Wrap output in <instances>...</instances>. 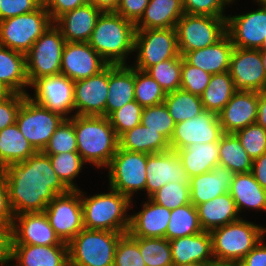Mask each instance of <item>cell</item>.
<instances>
[{"instance_id": "23", "label": "cell", "mask_w": 266, "mask_h": 266, "mask_svg": "<svg viewBox=\"0 0 266 266\" xmlns=\"http://www.w3.org/2000/svg\"><path fill=\"white\" fill-rule=\"evenodd\" d=\"M174 266L206 264L214 259L211 233L199 234L169 240Z\"/></svg>"}, {"instance_id": "8", "label": "cell", "mask_w": 266, "mask_h": 266, "mask_svg": "<svg viewBox=\"0 0 266 266\" xmlns=\"http://www.w3.org/2000/svg\"><path fill=\"white\" fill-rule=\"evenodd\" d=\"M66 40L52 23L26 54V74L30 85L38 78L61 74V60Z\"/></svg>"}, {"instance_id": "38", "label": "cell", "mask_w": 266, "mask_h": 266, "mask_svg": "<svg viewBox=\"0 0 266 266\" xmlns=\"http://www.w3.org/2000/svg\"><path fill=\"white\" fill-rule=\"evenodd\" d=\"M235 92L234 82L229 71L211 75L209 84L201 95L204 110L218 114Z\"/></svg>"}, {"instance_id": "54", "label": "cell", "mask_w": 266, "mask_h": 266, "mask_svg": "<svg viewBox=\"0 0 266 266\" xmlns=\"http://www.w3.org/2000/svg\"><path fill=\"white\" fill-rule=\"evenodd\" d=\"M26 95L9 93L0 101V131L16 123L18 111Z\"/></svg>"}, {"instance_id": "43", "label": "cell", "mask_w": 266, "mask_h": 266, "mask_svg": "<svg viewBox=\"0 0 266 266\" xmlns=\"http://www.w3.org/2000/svg\"><path fill=\"white\" fill-rule=\"evenodd\" d=\"M182 56L167 59L149 67L146 72L162 87L165 93L180 89Z\"/></svg>"}, {"instance_id": "45", "label": "cell", "mask_w": 266, "mask_h": 266, "mask_svg": "<svg viewBox=\"0 0 266 266\" xmlns=\"http://www.w3.org/2000/svg\"><path fill=\"white\" fill-rule=\"evenodd\" d=\"M149 199L169 210L191 203L189 182L167 183L153 193Z\"/></svg>"}, {"instance_id": "49", "label": "cell", "mask_w": 266, "mask_h": 266, "mask_svg": "<svg viewBox=\"0 0 266 266\" xmlns=\"http://www.w3.org/2000/svg\"><path fill=\"white\" fill-rule=\"evenodd\" d=\"M235 134L252 160L266 153V130L262 126L248 125Z\"/></svg>"}, {"instance_id": "19", "label": "cell", "mask_w": 266, "mask_h": 266, "mask_svg": "<svg viewBox=\"0 0 266 266\" xmlns=\"http://www.w3.org/2000/svg\"><path fill=\"white\" fill-rule=\"evenodd\" d=\"M109 64L88 42H66L61 60V74L72 81L89 78Z\"/></svg>"}, {"instance_id": "41", "label": "cell", "mask_w": 266, "mask_h": 266, "mask_svg": "<svg viewBox=\"0 0 266 266\" xmlns=\"http://www.w3.org/2000/svg\"><path fill=\"white\" fill-rule=\"evenodd\" d=\"M47 155L51 160L53 170L62 183L69 190H79L74 180L80 174L85 162L78 151Z\"/></svg>"}, {"instance_id": "30", "label": "cell", "mask_w": 266, "mask_h": 266, "mask_svg": "<svg viewBox=\"0 0 266 266\" xmlns=\"http://www.w3.org/2000/svg\"><path fill=\"white\" fill-rule=\"evenodd\" d=\"M196 209L200 226L207 232L241 218L229 192L197 205Z\"/></svg>"}, {"instance_id": "64", "label": "cell", "mask_w": 266, "mask_h": 266, "mask_svg": "<svg viewBox=\"0 0 266 266\" xmlns=\"http://www.w3.org/2000/svg\"><path fill=\"white\" fill-rule=\"evenodd\" d=\"M10 92L0 85V101L4 99Z\"/></svg>"}, {"instance_id": "69", "label": "cell", "mask_w": 266, "mask_h": 266, "mask_svg": "<svg viewBox=\"0 0 266 266\" xmlns=\"http://www.w3.org/2000/svg\"><path fill=\"white\" fill-rule=\"evenodd\" d=\"M180 266H203L202 264H187V265H180Z\"/></svg>"}, {"instance_id": "33", "label": "cell", "mask_w": 266, "mask_h": 266, "mask_svg": "<svg viewBox=\"0 0 266 266\" xmlns=\"http://www.w3.org/2000/svg\"><path fill=\"white\" fill-rule=\"evenodd\" d=\"M229 194L235 201L239 215L245 208L266 211V190L260 186L251 172L235 173Z\"/></svg>"}, {"instance_id": "37", "label": "cell", "mask_w": 266, "mask_h": 266, "mask_svg": "<svg viewBox=\"0 0 266 266\" xmlns=\"http://www.w3.org/2000/svg\"><path fill=\"white\" fill-rule=\"evenodd\" d=\"M253 160L235 133H223L219 139V165L234 173L251 172Z\"/></svg>"}, {"instance_id": "29", "label": "cell", "mask_w": 266, "mask_h": 266, "mask_svg": "<svg viewBox=\"0 0 266 266\" xmlns=\"http://www.w3.org/2000/svg\"><path fill=\"white\" fill-rule=\"evenodd\" d=\"M135 68L132 65H109L108 98L105 117L135 100Z\"/></svg>"}, {"instance_id": "67", "label": "cell", "mask_w": 266, "mask_h": 266, "mask_svg": "<svg viewBox=\"0 0 266 266\" xmlns=\"http://www.w3.org/2000/svg\"><path fill=\"white\" fill-rule=\"evenodd\" d=\"M10 262H13V261L12 260L6 261L5 263L1 264L0 266H9ZM11 266H18V265L14 264V265H11Z\"/></svg>"}, {"instance_id": "63", "label": "cell", "mask_w": 266, "mask_h": 266, "mask_svg": "<svg viewBox=\"0 0 266 266\" xmlns=\"http://www.w3.org/2000/svg\"><path fill=\"white\" fill-rule=\"evenodd\" d=\"M203 266H239L237 263L213 260Z\"/></svg>"}, {"instance_id": "62", "label": "cell", "mask_w": 266, "mask_h": 266, "mask_svg": "<svg viewBox=\"0 0 266 266\" xmlns=\"http://www.w3.org/2000/svg\"><path fill=\"white\" fill-rule=\"evenodd\" d=\"M95 7L102 12L115 11L120 3V0H88Z\"/></svg>"}, {"instance_id": "39", "label": "cell", "mask_w": 266, "mask_h": 266, "mask_svg": "<svg viewBox=\"0 0 266 266\" xmlns=\"http://www.w3.org/2000/svg\"><path fill=\"white\" fill-rule=\"evenodd\" d=\"M169 220L166 229V239L168 240L199 234L203 231L199 223L197 209L192 203L171 210Z\"/></svg>"}, {"instance_id": "28", "label": "cell", "mask_w": 266, "mask_h": 266, "mask_svg": "<svg viewBox=\"0 0 266 266\" xmlns=\"http://www.w3.org/2000/svg\"><path fill=\"white\" fill-rule=\"evenodd\" d=\"M234 50L230 36L226 33L215 44L186 52L183 58L193 66L211 75L229 71L231 55Z\"/></svg>"}, {"instance_id": "58", "label": "cell", "mask_w": 266, "mask_h": 266, "mask_svg": "<svg viewBox=\"0 0 266 266\" xmlns=\"http://www.w3.org/2000/svg\"><path fill=\"white\" fill-rule=\"evenodd\" d=\"M264 238L247 253V255L238 263L239 266H266V244Z\"/></svg>"}, {"instance_id": "66", "label": "cell", "mask_w": 266, "mask_h": 266, "mask_svg": "<svg viewBox=\"0 0 266 266\" xmlns=\"http://www.w3.org/2000/svg\"><path fill=\"white\" fill-rule=\"evenodd\" d=\"M257 2V4L262 5V6H266V0H255Z\"/></svg>"}, {"instance_id": "36", "label": "cell", "mask_w": 266, "mask_h": 266, "mask_svg": "<svg viewBox=\"0 0 266 266\" xmlns=\"http://www.w3.org/2000/svg\"><path fill=\"white\" fill-rule=\"evenodd\" d=\"M36 152L16 123L0 131V167L25 161Z\"/></svg>"}, {"instance_id": "31", "label": "cell", "mask_w": 266, "mask_h": 266, "mask_svg": "<svg viewBox=\"0 0 266 266\" xmlns=\"http://www.w3.org/2000/svg\"><path fill=\"white\" fill-rule=\"evenodd\" d=\"M0 85L10 93L28 95L26 55L0 45Z\"/></svg>"}, {"instance_id": "14", "label": "cell", "mask_w": 266, "mask_h": 266, "mask_svg": "<svg viewBox=\"0 0 266 266\" xmlns=\"http://www.w3.org/2000/svg\"><path fill=\"white\" fill-rule=\"evenodd\" d=\"M30 86L34 88V96L31 97L34 102L56 112L66 119L74 112V81L57 74L52 76H44L36 79Z\"/></svg>"}, {"instance_id": "44", "label": "cell", "mask_w": 266, "mask_h": 266, "mask_svg": "<svg viewBox=\"0 0 266 266\" xmlns=\"http://www.w3.org/2000/svg\"><path fill=\"white\" fill-rule=\"evenodd\" d=\"M134 97L142 107H148L162 104L166 93L146 71L135 68Z\"/></svg>"}, {"instance_id": "10", "label": "cell", "mask_w": 266, "mask_h": 266, "mask_svg": "<svg viewBox=\"0 0 266 266\" xmlns=\"http://www.w3.org/2000/svg\"><path fill=\"white\" fill-rule=\"evenodd\" d=\"M226 19L184 13L175 27L180 55L215 44L226 34Z\"/></svg>"}, {"instance_id": "7", "label": "cell", "mask_w": 266, "mask_h": 266, "mask_svg": "<svg viewBox=\"0 0 266 266\" xmlns=\"http://www.w3.org/2000/svg\"><path fill=\"white\" fill-rule=\"evenodd\" d=\"M52 23L44 4L33 12L1 20L0 45L26 55Z\"/></svg>"}, {"instance_id": "12", "label": "cell", "mask_w": 266, "mask_h": 266, "mask_svg": "<svg viewBox=\"0 0 266 266\" xmlns=\"http://www.w3.org/2000/svg\"><path fill=\"white\" fill-rule=\"evenodd\" d=\"M146 163V153L127 151L118 147L116 154L106 167L109 169V188L132 200L135 192L145 191Z\"/></svg>"}, {"instance_id": "60", "label": "cell", "mask_w": 266, "mask_h": 266, "mask_svg": "<svg viewBox=\"0 0 266 266\" xmlns=\"http://www.w3.org/2000/svg\"><path fill=\"white\" fill-rule=\"evenodd\" d=\"M251 173L260 186L266 190V153L253 160Z\"/></svg>"}, {"instance_id": "24", "label": "cell", "mask_w": 266, "mask_h": 266, "mask_svg": "<svg viewBox=\"0 0 266 266\" xmlns=\"http://www.w3.org/2000/svg\"><path fill=\"white\" fill-rule=\"evenodd\" d=\"M101 13L99 8L86 3L61 15L54 24L60 29L66 42H89Z\"/></svg>"}, {"instance_id": "47", "label": "cell", "mask_w": 266, "mask_h": 266, "mask_svg": "<svg viewBox=\"0 0 266 266\" xmlns=\"http://www.w3.org/2000/svg\"><path fill=\"white\" fill-rule=\"evenodd\" d=\"M142 111L143 107L133 100L107 117L118 138L141 123Z\"/></svg>"}, {"instance_id": "68", "label": "cell", "mask_w": 266, "mask_h": 266, "mask_svg": "<svg viewBox=\"0 0 266 266\" xmlns=\"http://www.w3.org/2000/svg\"><path fill=\"white\" fill-rule=\"evenodd\" d=\"M260 50H266V37H265V39L263 41V44H262Z\"/></svg>"}, {"instance_id": "6", "label": "cell", "mask_w": 266, "mask_h": 266, "mask_svg": "<svg viewBox=\"0 0 266 266\" xmlns=\"http://www.w3.org/2000/svg\"><path fill=\"white\" fill-rule=\"evenodd\" d=\"M123 233L83 228L69 243V266H113Z\"/></svg>"}, {"instance_id": "51", "label": "cell", "mask_w": 266, "mask_h": 266, "mask_svg": "<svg viewBox=\"0 0 266 266\" xmlns=\"http://www.w3.org/2000/svg\"><path fill=\"white\" fill-rule=\"evenodd\" d=\"M211 74L190 65L182 56L180 89L201 96L209 84Z\"/></svg>"}, {"instance_id": "22", "label": "cell", "mask_w": 266, "mask_h": 266, "mask_svg": "<svg viewBox=\"0 0 266 266\" xmlns=\"http://www.w3.org/2000/svg\"><path fill=\"white\" fill-rule=\"evenodd\" d=\"M258 91H236L218 113L223 133H236L256 123Z\"/></svg>"}, {"instance_id": "59", "label": "cell", "mask_w": 266, "mask_h": 266, "mask_svg": "<svg viewBox=\"0 0 266 266\" xmlns=\"http://www.w3.org/2000/svg\"><path fill=\"white\" fill-rule=\"evenodd\" d=\"M11 227L0 223V265L11 260Z\"/></svg>"}, {"instance_id": "21", "label": "cell", "mask_w": 266, "mask_h": 266, "mask_svg": "<svg viewBox=\"0 0 266 266\" xmlns=\"http://www.w3.org/2000/svg\"><path fill=\"white\" fill-rule=\"evenodd\" d=\"M169 182H189V176L177 152L169 150L147 154L145 192L148 197L146 198Z\"/></svg>"}, {"instance_id": "11", "label": "cell", "mask_w": 266, "mask_h": 266, "mask_svg": "<svg viewBox=\"0 0 266 266\" xmlns=\"http://www.w3.org/2000/svg\"><path fill=\"white\" fill-rule=\"evenodd\" d=\"M66 118L34 102L28 95L23 98L16 124L36 151H43L56 128Z\"/></svg>"}, {"instance_id": "9", "label": "cell", "mask_w": 266, "mask_h": 266, "mask_svg": "<svg viewBox=\"0 0 266 266\" xmlns=\"http://www.w3.org/2000/svg\"><path fill=\"white\" fill-rule=\"evenodd\" d=\"M132 67L146 71L149 67L180 55L176 28L136 29Z\"/></svg>"}, {"instance_id": "40", "label": "cell", "mask_w": 266, "mask_h": 266, "mask_svg": "<svg viewBox=\"0 0 266 266\" xmlns=\"http://www.w3.org/2000/svg\"><path fill=\"white\" fill-rule=\"evenodd\" d=\"M163 103L175 123L191 119L204 111L201 96L181 89L167 93Z\"/></svg>"}, {"instance_id": "1", "label": "cell", "mask_w": 266, "mask_h": 266, "mask_svg": "<svg viewBox=\"0 0 266 266\" xmlns=\"http://www.w3.org/2000/svg\"><path fill=\"white\" fill-rule=\"evenodd\" d=\"M3 171L14 215L44 212L57 195L69 191L43 151H37L25 161L8 164Z\"/></svg>"}, {"instance_id": "3", "label": "cell", "mask_w": 266, "mask_h": 266, "mask_svg": "<svg viewBox=\"0 0 266 266\" xmlns=\"http://www.w3.org/2000/svg\"><path fill=\"white\" fill-rule=\"evenodd\" d=\"M135 32V24L115 11L102 12L88 43L109 65H127L126 59L134 52Z\"/></svg>"}, {"instance_id": "35", "label": "cell", "mask_w": 266, "mask_h": 266, "mask_svg": "<svg viewBox=\"0 0 266 266\" xmlns=\"http://www.w3.org/2000/svg\"><path fill=\"white\" fill-rule=\"evenodd\" d=\"M118 141L120 149L132 152L155 154L170 150V143L162 134L141 123L123 133Z\"/></svg>"}, {"instance_id": "57", "label": "cell", "mask_w": 266, "mask_h": 266, "mask_svg": "<svg viewBox=\"0 0 266 266\" xmlns=\"http://www.w3.org/2000/svg\"><path fill=\"white\" fill-rule=\"evenodd\" d=\"M14 213L9 202V192L6 183V175L3 168L0 167V223L12 225Z\"/></svg>"}, {"instance_id": "52", "label": "cell", "mask_w": 266, "mask_h": 266, "mask_svg": "<svg viewBox=\"0 0 266 266\" xmlns=\"http://www.w3.org/2000/svg\"><path fill=\"white\" fill-rule=\"evenodd\" d=\"M234 1L236 0H182V4L186 14L227 18L224 8Z\"/></svg>"}, {"instance_id": "42", "label": "cell", "mask_w": 266, "mask_h": 266, "mask_svg": "<svg viewBox=\"0 0 266 266\" xmlns=\"http://www.w3.org/2000/svg\"><path fill=\"white\" fill-rule=\"evenodd\" d=\"M138 245L146 266H174L170 242L166 238L133 237Z\"/></svg>"}, {"instance_id": "17", "label": "cell", "mask_w": 266, "mask_h": 266, "mask_svg": "<svg viewBox=\"0 0 266 266\" xmlns=\"http://www.w3.org/2000/svg\"><path fill=\"white\" fill-rule=\"evenodd\" d=\"M109 65L98 74L74 81V114L105 116L108 98Z\"/></svg>"}, {"instance_id": "32", "label": "cell", "mask_w": 266, "mask_h": 266, "mask_svg": "<svg viewBox=\"0 0 266 266\" xmlns=\"http://www.w3.org/2000/svg\"><path fill=\"white\" fill-rule=\"evenodd\" d=\"M182 0H149L136 29L175 28L184 15Z\"/></svg>"}, {"instance_id": "25", "label": "cell", "mask_w": 266, "mask_h": 266, "mask_svg": "<svg viewBox=\"0 0 266 266\" xmlns=\"http://www.w3.org/2000/svg\"><path fill=\"white\" fill-rule=\"evenodd\" d=\"M143 209L135 215H130L128 233L132 237L166 238V229L171 216V210L157 205L148 198L143 203Z\"/></svg>"}, {"instance_id": "5", "label": "cell", "mask_w": 266, "mask_h": 266, "mask_svg": "<svg viewBox=\"0 0 266 266\" xmlns=\"http://www.w3.org/2000/svg\"><path fill=\"white\" fill-rule=\"evenodd\" d=\"M210 233L214 259L238 264L264 238L266 228L240 218Z\"/></svg>"}, {"instance_id": "2", "label": "cell", "mask_w": 266, "mask_h": 266, "mask_svg": "<svg viewBox=\"0 0 266 266\" xmlns=\"http://www.w3.org/2000/svg\"><path fill=\"white\" fill-rule=\"evenodd\" d=\"M77 151L85 163L106 168L119 147L118 137L105 116L73 115Z\"/></svg>"}, {"instance_id": "65", "label": "cell", "mask_w": 266, "mask_h": 266, "mask_svg": "<svg viewBox=\"0 0 266 266\" xmlns=\"http://www.w3.org/2000/svg\"><path fill=\"white\" fill-rule=\"evenodd\" d=\"M260 52H261V58H262L264 70L266 73V50H260Z\"/></svg>"}, {"instance_id": "18", "label": "cell", "mask_w": 266, "mask_h": 266, "mask_svg": "<svg viewBox=\"0 0 266 266\" xmlns=\"http://www.w3.org/2000/svg\"><path fill=\"white\" fill-rule=\"evenodd\" d=\"M226 33L237 48L260 49L266 37V6L245 14L229 15Z\"/></svg>"}, {"instance_id": "50", "label": "cell", "mask_w": 266, "mask_h": 266, "mask_svg": "<svg viewBox=\"0 0 266 266\" xmlns=\"http://www.w3.org/2000/svg\"><path fill=\"white\" fill-rule=\"evenodd\" d=\"M113 266H146L137 241L129 233L117 242Z\"/></svg>"}, {"instance_id": "53", "label": "cell", "mask_w": 266, "mask_h": 266, "mask_svg": "<svg viewBox=\"0 0 266 266\" xmlns=\"http://www.w3.org/2000/svg\"><path fill=\"white\" fill-rule=\"evenodd\" d=\"M43 0H0V21L35 11Z\"/></svg>"}, {"instance_id": "16", "label": "cell", "mask_w": 266, "mask_h": 266, "mask_svg": "<svg viewBox=\"0 0 266 266\" xmlns=\"http://www.w3.org/2000/svg\"><path fill=\"white\" fill-rule=\"evenodd\" d=\"M229 74L236 91L261 92L266 90V73L260 49L234 47Z\"/></svg>"}, {"instance_id": "61", "label": "cell", "mask_w": 266, "mask_h": 266, "mask_svg": "<svg viewBox=\"0 0 266 266\" xmlns=\"http://www.w3.org/2000/svg\"><path fill=\"white\" fill-rule=\"evenodd\" d=\"M256 124L266 130V90L258 92V111Z\"/></svg>"}, {"instance_id": "15", "label": "cell", "mask_w": 266, "mask_h": 266, "mask_svg": "<svg viewBox=\"0 0 266 266\" xmlns=\"http://www.w3.org/2000/svg\"><path fill=\"white\" fill-rule=\"evenodd\" d=\"M222 135L218 114L204 110L198 116L176 123L169 141L170 150L177 151L195 143L219 142Z\"/></svg>"}, {"instance_id": "48", "label": "cell", "mask_w": 266, "mask_h": 266, "mask_svg": "<svg viewBox=\"0 0 266 266\" xmlns=\"http://www.w3.org/2000/svg\"><path fill=\"white\" fill-rule=\"evenodd\" d=\"M77 151V137L74 124L65 119L51 136L43 152L45 154H59Z\"/></svg>"}, {"instance_id": "13", "label": "cell", "mask_w": 266, "mask_h": 266, "mask_svg": "<svg viewBox=\"0 0 266 266\" xmlns=\"http://www.w3.org/2000/svg\"><path fill=\"white\" fill-rule=\"evenodd\" d=\"M44 213L56 235L68 244L84 228L80 189L57 195Z\"/></svg>"}, {"instance_id": "20", "label": "cell", "mask_w": 266, "mask_h": 266, "mask_svg": "<svg viewBox=\"0 0 266 266\" xmlns=\"http://www.w3.org/2000/svg\"><path fill=\"white\" fill-rule=\"evenodd\" d=\"M11 235V244L68 245L56 235L44 212L15 215L11 227Z\"/></svg>"}, {"instance_id": "34", "label": "cell", "mask_w": 266, "mask_h": 266, "mask_svg": "<svg viewBox=\"0 0 266 266\" xmlns=\"http://www.w3.org/2000/svg\"><path fill=\"white\" fill-rule=\"evenodd\" d=\"M176 152L189 178L207 173L219 165V142L190 144Z\"/></svg>"}, {"instance_id": "46", "label": "cell", "mask_w": 266, "mask_h": 266, "mask_svg": "<svg viewBox=\"0 0 266 266\" xmlns=\"http://www.w3.org/2000/svg\"><path fill=\"white\" fill-rule=\"evenodd\" d=\"M141 124L152 131H157L170 141L176 123L164 103L143 107Z\"/></svg>"}, {"instance_id": "26", "label": "cell", "mask_w": 266, "mask_h": 266, "mask_svg": "<svg viewBox=\"0 0 266 266\" xmlns=\"http://www.w3.org/2000/svg\"><path fill=\"white\" fill-rule=\"evenodd\" d=\"M235 173L221 165L211 171L189 178L191 203L196 207L229 192Z\"/></svg>"}, {"instance_id": "56", "label": "cell", "mask_w": 266, "mask_h": 266, "mask_svg": "<svg viewBox=\"0 0 266 266\" xmlns=\"http://www.w3.org/2000/svg\"><path fill=\"white\" fill-rule=\"evenodd\" d=\"M88 3V0H43L52 22L54 23L61 15Z\"/></svg>"}, {"instance_id": "4", "label": "cell", "mask_w": 266, "mask_h": 266, "mask_svg": "<svg viewBox=\"0 0 266 266\" xmlns=\"http://www.w3.org/2000/svg\"><path fill=\"white\" fill-rule=\"evenodd\" d=\"M109 189V193L90 197L80 190L84 228L126 234L130 227V215L127 212L133 207V199L112 188Z\"/></svg>"}, {"instance_id": "55", "label": "cell", "mask_w": 266, "mask_h": 266, "mask_svg": "<svg viewBox=\"0 0 266 266\" xmlns=\"http://www.w3.org/2000/svg\"><path fill=\"white\" fill-rule=\"evenodd\" d=\"M148 2L149 0H120L115 12L136 24L142 17Z\"/></svg>"}, {"instance_id": "27", "label": "cell", "mask_w": 266, "mask_h": 266, "mask_svg": "<svg viewBox=\"0 0 266 266\" xmlns=\"http://www.w3.org/2000/svg\"><path fill=\"white\" fill-rule=\"evenodd\" d=\"M11 260L18 266H69L68 245L11 244Z\"/></svg>"}]
</instances>
